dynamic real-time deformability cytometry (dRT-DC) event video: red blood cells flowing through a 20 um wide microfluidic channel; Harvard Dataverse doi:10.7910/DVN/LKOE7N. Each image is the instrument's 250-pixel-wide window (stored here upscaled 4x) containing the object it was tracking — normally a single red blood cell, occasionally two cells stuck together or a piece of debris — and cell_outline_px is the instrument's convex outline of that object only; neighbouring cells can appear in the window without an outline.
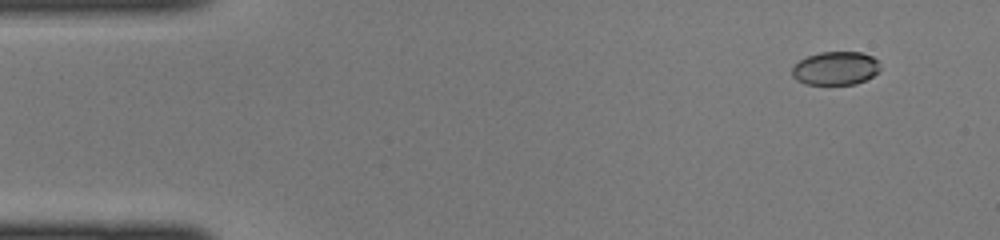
{"species": "common noctule bat (a hibernating species)", "species_latin": "Nyctalus noctula", "temperature_condition": "cold", "stored_images_in_passage": 42, "camera_frame_rate_fps": 3000, "um_per_image_px": 0.085, "animal": {"sex": "female", "body_mass_g": 22.0, "forearm_length_mm": 56.7}, "frame": {"image": 1, "passage_image": 1, "time_ms": 0.0, "image_size_px": [1000, 240], "cell_outline_px": [[880, 72], [856, 84], [804, 84], [796, 80], [792, 76], [792, 68], [800, 60], [808, 56], [820, 52], [860, 52], [872, 56], [880, 60]], "centroid_in_image_um": [71.05, 5.8], "position_along_channel_um": 13.9, "area_um2": 17.28}}
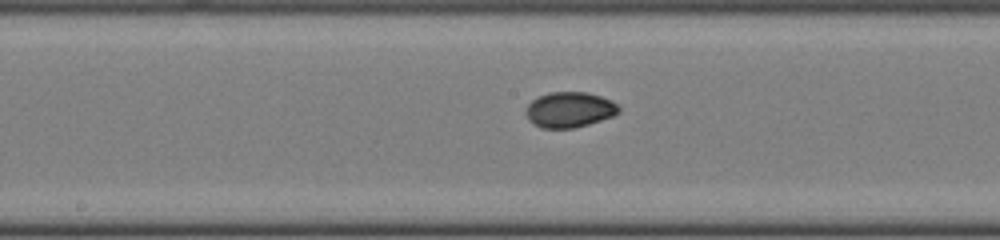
{"frame": {"image": 2, "passage_image": 20, "time_ms": 6.333, "image_size_px": [1000, 240], "cell_outline_px": [[620, 112], [612, 116], [588, 124], [572, 128], [540, 128], [528, 120], [524, 112], [524, 108], [532, 100], [548, 92], [588, 92], [612, 100], [620, 108]], "centroid_in_image_um": [48.37, 9.32], "position_along_channel_um": 199.8, "area_um2": 19.31}}
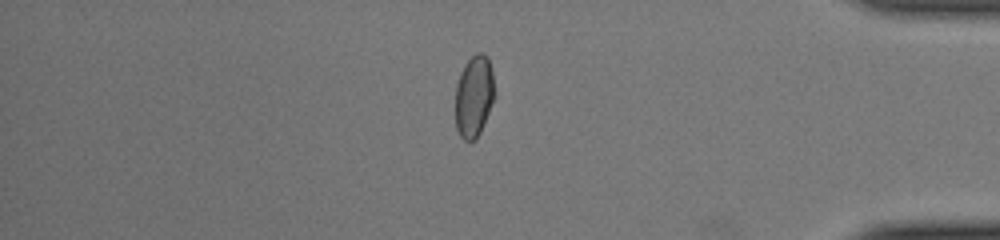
{"frame": {"image": 3, "passage_image": 35, "time_ms": 11.333, "image_size_px": [1000, 240], "cell_outline_px": [[496, 96], [480, 132], [472, 140], [464, 140], [460, 136], [456, 128], [456, 84], [460, 72], [464, 64], [476, 52], [484, 52], [488, 56], [492, 68]], "centroid_in_image_um": [40.31, 8.12], "position_along_channel_um": 394.9, "area_um2": 18.96}}